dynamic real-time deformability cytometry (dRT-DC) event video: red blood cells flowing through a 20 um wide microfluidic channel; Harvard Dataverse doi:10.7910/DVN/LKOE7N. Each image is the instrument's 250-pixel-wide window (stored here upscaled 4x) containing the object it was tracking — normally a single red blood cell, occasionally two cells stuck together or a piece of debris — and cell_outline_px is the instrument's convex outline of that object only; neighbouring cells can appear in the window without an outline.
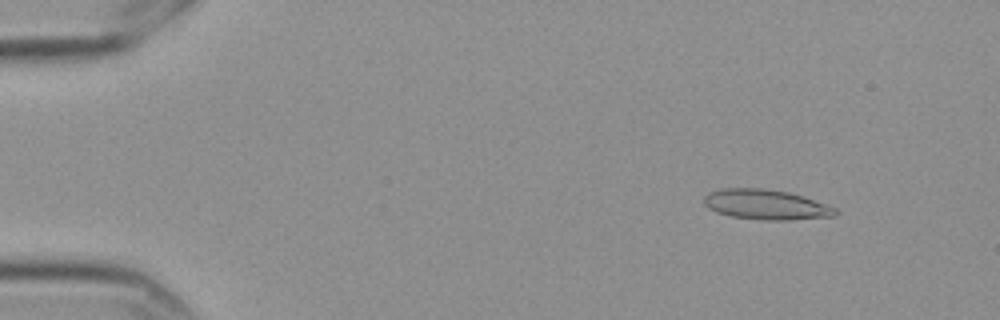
{"species": "Egyptian fruit bat (a non-hibernating species)", "species_latin": "Rousettus aegyptiacus", "temperature_condition": "cold", "stored_images_in_passage": 6, "camera_frame_rate_fps": 3000, "um_per_image_px": 0.085, "frame": {"image": 1, "passage_image": 2, "time_ms": 0.333, "image_size_px": [1000, 320], "cell_outline_px": [[840, 212], [836, 216], [788, 220], [760, 220], [732, 216], [716, 212], [708, 208], [704, 204], [704, 196], [708, 192], [720, 188], [760, 188], [788, 192], [804, 196], [836, 208]], "centroid_in_image_um": [65.11, 17.39], "position_along_channel_um": 19.9, "area_um2": 23.18}}
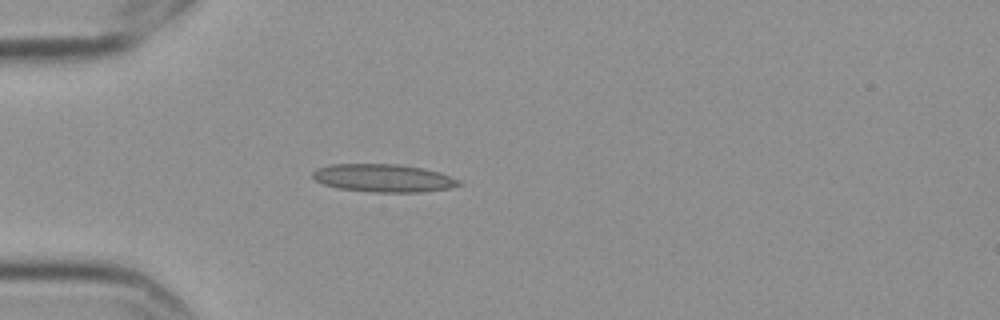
{"frame": {"image": 2, "passage_image": 5, "time_ms": 1.333, "image_size_px": [1000, 320], "cell_outline_px": [[460, 184], [448, 188], [420, 192], [372, 192], [336, 188], [324, 184], [316, 180], [312, 176], [312, 172], [316, 168], [332, 164], [396, 164], [424, 168], [440, 172], [460, 180]], "centroid_in_image_um": [32.56, 15.13], "position_along_channel_um": 52.4, "area_um2": 23.76}}